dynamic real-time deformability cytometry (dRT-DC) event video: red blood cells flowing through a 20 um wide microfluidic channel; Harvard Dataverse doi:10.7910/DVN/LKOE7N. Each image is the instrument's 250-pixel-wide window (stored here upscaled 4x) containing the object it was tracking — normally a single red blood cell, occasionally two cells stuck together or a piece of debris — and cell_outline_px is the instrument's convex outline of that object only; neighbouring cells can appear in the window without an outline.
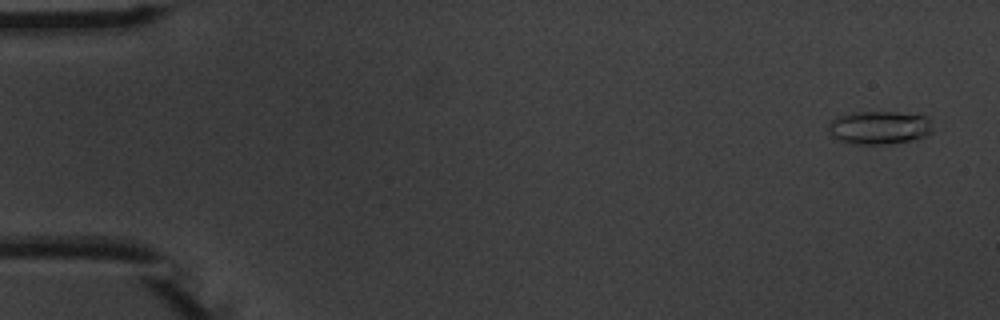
{"species": "common noctule bat (a hibernating species)", "species_latin": "Nyctalus noctula", "temperature_condition": "warm", "stored_images_in_passage": 5, "camera_frame_rate_fps": 3000, "um_per_image_px": 0.085, "animal": {"sex": "male", "body_mass_g": 20.1, "forearm_length_mm": 53.5}, "frame": {"image": 1, "passage_image": 1, "time_ms": 0.0, "image_size_px": [1000, 320], "cell_outline_px": [[932, 132], [916, 140], [888, 144], [852, 144], [836, 140], [828, 132], [828, 124], [836, 116], [852, 112], [896, 112], [928, 116], [932, 128]], "centroid_in_image_um": [74.71, 10.85], "position_along_channel_um": 10.3, "area_um2": 20.58}}
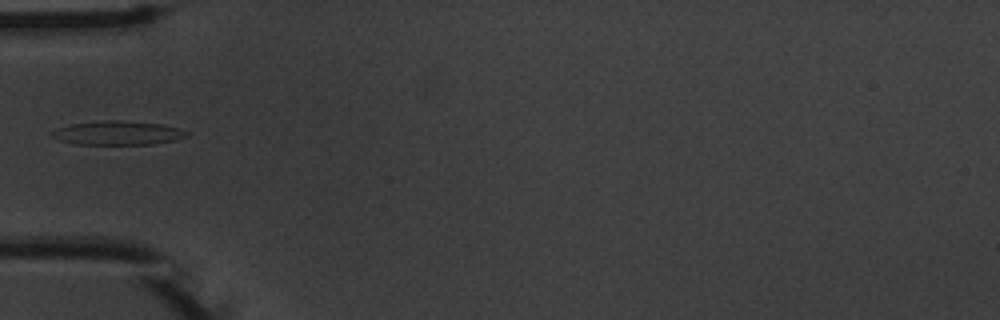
{"frame": {"image": 2, "passage_image": 5, "time_ms": 5.333, "image_size_px": [1000, 320], "cell_outline_px": [[188, 136], [176, 140], [152, 144], [76, 144], [60, 140], [52, 136], [52, 132], [56, 128], [68, 124], [104, 120], [120, 120], [160, 124], [176, 128], [188, 132]], "centroid_in_image_um": [9.98, 11.3], "position_along_channel_um": 75.0, "area_um2": 18.67}}